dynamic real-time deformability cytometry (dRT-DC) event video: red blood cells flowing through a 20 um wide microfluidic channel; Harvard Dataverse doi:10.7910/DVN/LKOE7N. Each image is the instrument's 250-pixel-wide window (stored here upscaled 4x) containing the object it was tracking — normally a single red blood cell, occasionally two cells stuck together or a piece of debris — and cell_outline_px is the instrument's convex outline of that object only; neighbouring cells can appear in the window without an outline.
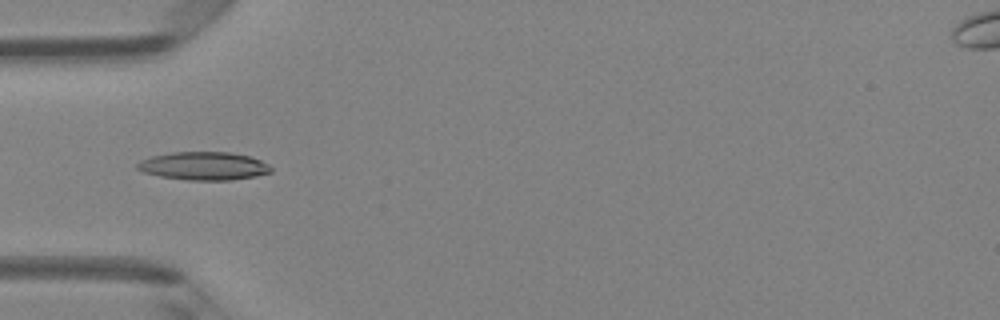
{"species": "Egyptian fruit bat (a non-hibernating species)", "species_latin": "Rousettus aegyptiacus", "temperature_condition": "room temperature", "stored_images_in_passage": 4, "camera_frame_rate_fps": 3000, "um_per_image_px": 0.085, "animal": {"sex": "female"}, "frame": {"image": 1, "passage_image": 2, "time_ms": 0.333, "image_size_px": [1000, 320], "cell_outline_px": [[272, 172], [256, 176], [232, 180], [188, 180], [160, 176], [144, 172], [136, 168], [136, 164], [140, 160], [152, 156], [172, 152], [228, 152], [248, 156], [260, 160], [268, 164], [272, 168]], "centroid_in_image_um": [17.32, 14.11], "position_along_channel_um": 67.7, "area_um2": 21.91}}
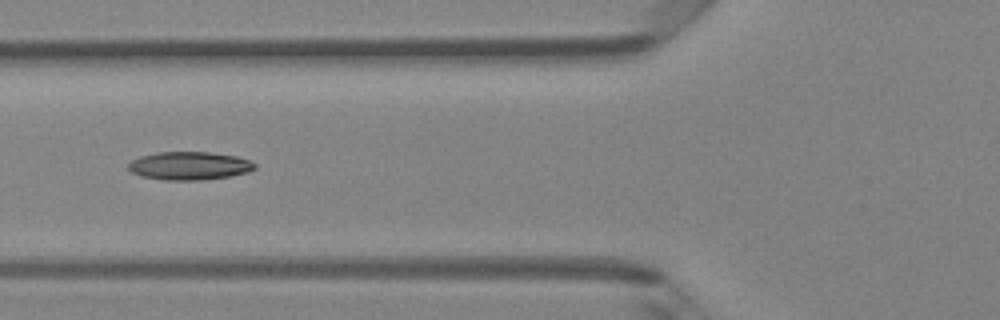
{"frame": {"image": 2, "passage_image": 3, "time_ms": 0.667, "image_size_px": [1000, 320], "cell_outline_px": [[256, 168], [248, 172], [232, 176], [200, 180], [164, 180], [140, 176], [132, 172], [128, 168], [128, 164], [132, 160], [140, 156], [156, 152], [208, 152], [236, 156], [248, 160], [256, 164]], "centroid_in_image_um": [16.09, 14.09], "position_along_channel_um": 109.7, "area_um2": 20.81}}
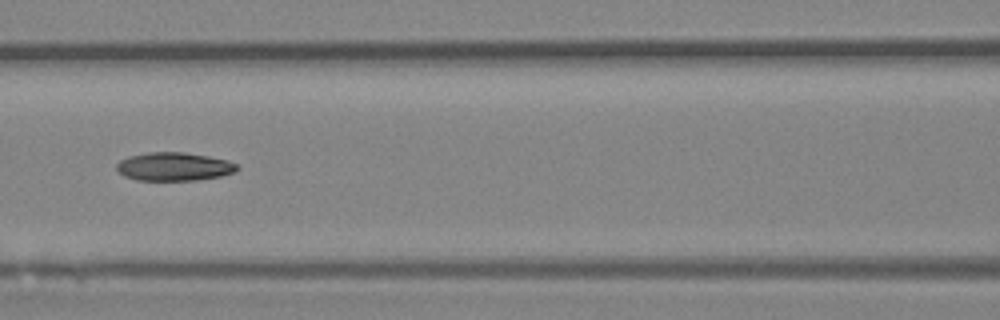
{"frame": {"image": 3, "passage_image": 4, "time_ms": 1.0, "image_size_px": [1000, 320], "cell_outline_px": [[240, 168], [236, 172], [220, 176], [196, 180], [136, 180], [124, 176], [116, 168], [116, 164], [120, 160], [128, 156], [148, 152], [184, 152], [208, 156], [228, 160], [236, 164]], "centroid_in_image_um": [14.79, 14.16], "position_along_channel_um": 151.8, "area_um2": 20.0}}